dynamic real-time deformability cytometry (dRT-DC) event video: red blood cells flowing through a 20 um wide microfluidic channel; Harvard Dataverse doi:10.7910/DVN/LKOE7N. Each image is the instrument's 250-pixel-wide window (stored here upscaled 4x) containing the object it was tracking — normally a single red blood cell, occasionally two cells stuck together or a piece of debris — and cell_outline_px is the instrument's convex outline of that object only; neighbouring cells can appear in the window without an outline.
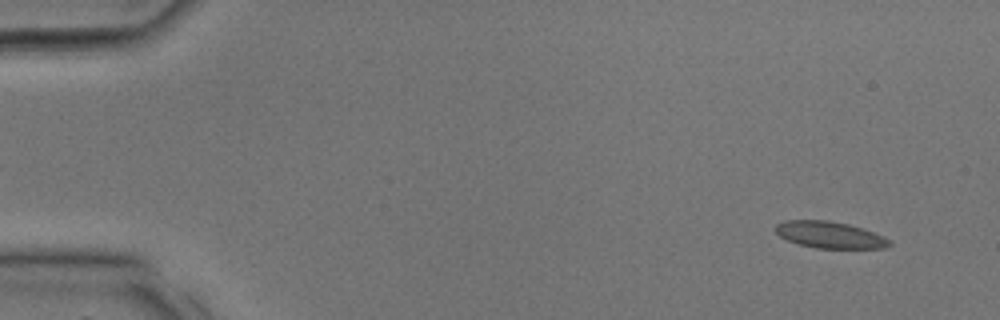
{"species": "common noctule bat (a hibernating species)", "species_latin": "Nyctalus noctula", "temperature_condition": "room temperature", "stored_images_in_passage": 7, "camera_frame_rate_fps": 3000, "um_per_image_px": 0.085, "animal": {"sex": "male", "body_mass_g": 17.9, "forearm_length_mm": 54.2}, "frame": {"image": 1, "passage_image": 2, "time_ms": 0.333, "image_size_px": [1000, 320], "cell_outline_px": [[892, 244], [884, 248], [816, 248], [800, 244], [788, 240], [780, 236], [776, 232], [776, 224], [784, 220], [828, 220], [848, 224], [884, 236], [892, 240]], "centroid_in_image_um": [70.54, 19.96], "position_along_channel_um": 14.5, "area_um2": 17.57}}